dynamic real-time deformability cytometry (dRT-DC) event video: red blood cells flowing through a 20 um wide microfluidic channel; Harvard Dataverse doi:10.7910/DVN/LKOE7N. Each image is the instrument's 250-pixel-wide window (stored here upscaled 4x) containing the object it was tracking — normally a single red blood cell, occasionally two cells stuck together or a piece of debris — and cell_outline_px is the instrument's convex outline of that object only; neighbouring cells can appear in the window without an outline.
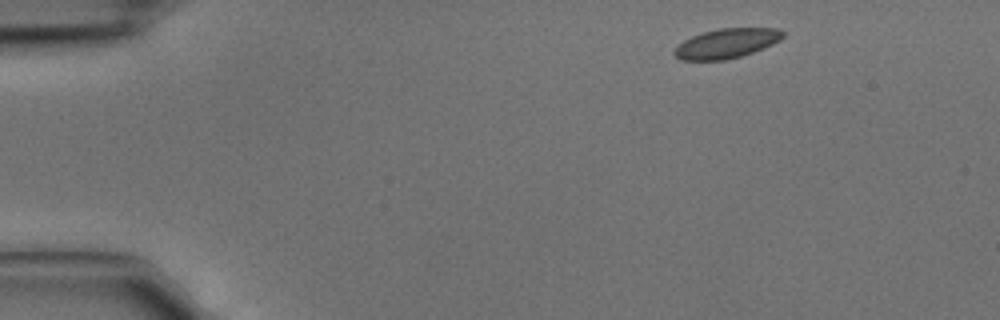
{"species": "common noctule bat (a hibernating species)", "species_latin": "Nyctalus noctula", "temperature_condition": "cold", "stored_images_in_passage": 5, "camera_frame_rate_fps": 3000, "um_per_image_px": 0.085, "animal": {"sex": "male", "body_mass_g": 15.6}, "frame": {"image": 1, "passage_image": 1, "time_ms": 0.0, "image_size_px": [1000, 320], "cell_outline_px": [[784, 36], [780, 40], [772, 44], [752, 52], [740, 56], [724, 60], [680, 60], [672, 52], [684, 40], [692, 36], [704, 32], [720, 28], [776, 28], [784, 32]], "centroid_in_image_um": [61.75, 3.68], "position_along_channel_um": 23.2, "area_um2": 18.5}}
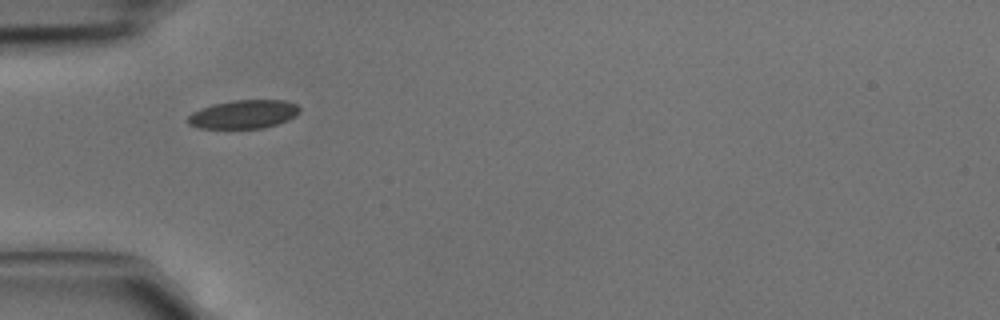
{"frame": {"image": 2, "passage_image": 3, "time_ms": 0.667, "image_size_px": [1000, 320], "cell_outline_px": [[300, 112], [296, 116], [288, 120], [264, 128], [200, 128], [188, 124], [188, 116], [192, 112], [200, 108], [212, 104], [232, 100], [284, 100], [296, 104], [300, 108]], "centroid_in_image_um": [20.71, 9.71], "position_along_channel_um": 64.3, "area_um2": 18.67}}